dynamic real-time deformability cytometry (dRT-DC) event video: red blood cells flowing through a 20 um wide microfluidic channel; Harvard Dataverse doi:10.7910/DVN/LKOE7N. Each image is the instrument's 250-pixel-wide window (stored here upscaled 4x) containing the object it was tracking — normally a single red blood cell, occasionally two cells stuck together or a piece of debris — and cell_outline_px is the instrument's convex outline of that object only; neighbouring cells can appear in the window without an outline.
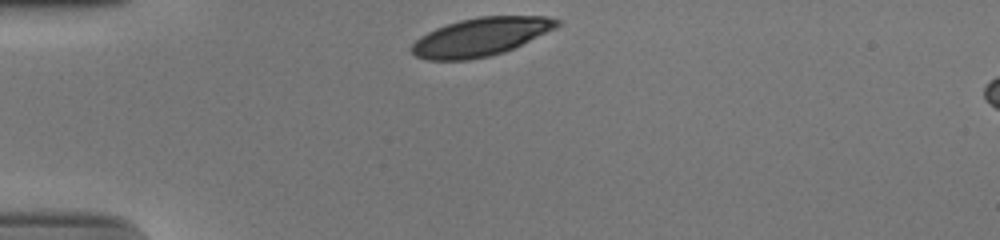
{"species": "human", "species_latin": "Homo sapiens", "temperature_condition": "cold", "stored_images_in_passage": 30, "camera_frame_rate_fps": 3000, "um_per_image_px": 0.085, "donor": {"sex": "male"}, "frame": {"image": 1, "passage_image": 1, "time_ms": 0.0, "image_size_px": [1000, 240], "cell_outline_px": [[560, 24], [556, 28], [504, 52], [488, 56], [468, 60], [428, 60], [416, 56], [408, 48], [420, 36], [436, 28], [460, 20], [480, 16], [544, 16], [560, 20]], "centroid_in_image_um": [40.83, 3.13], "position_along_channel_um": 44.2, "area_um2": 32.19}}
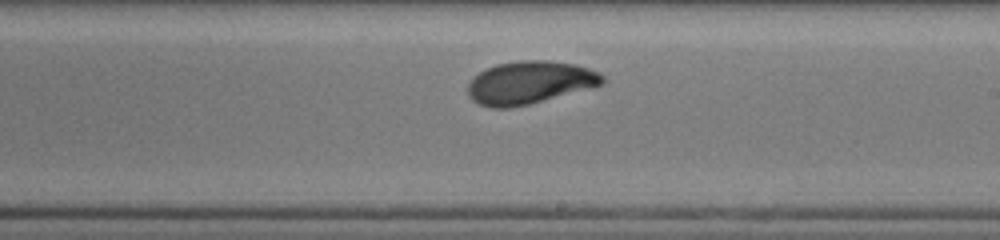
{"frame": {"image": 2, "passage_image": 19, "time_ms": 6.0, "image_size_px": [1000, 240], "cell_outline_px": [[604, 84], [592, 88], [528, 104], [508, 108], [492, 108], [480, 104], [472, 100], [468, 96], [468, 84], [472, 76], [496, 64], [520, 60], [548, 60], [576, 64], [600, 72], [604, 76]], "centroid_in_image_um": [45.04, 7.01], "position_along_channel_um": 244.0, "area_um2": 33.76}}
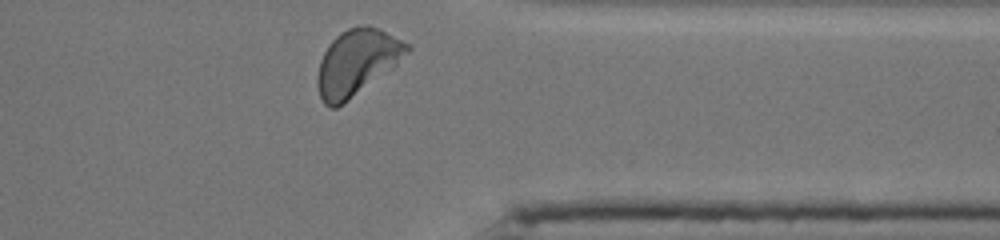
{"frame": {"image": 3, "passage_image": 30, "time_ms": 9.667, "image_size_px": [1000, 240], "cell_outline_px": [[412, 48], [392, 68], [344, 104], [336, 108], [328, 108], [324, 104], [320, 96], [316, 84], [316, 76], [320, 60], [328, 44], [340, 32], [348, 28], [364, 24], [368, 24], [380, 28], [408, 44]], "centroid_in_image_um": [30.3, 5.3], "position_along_channel_um": 381.1, "area_um2": 34.56}, "authors_computed_cell_mechanics": {"area_um2": 33.4084, "velocity_mm_per_s": 3.8608, "shape_relaxation_time_tau1_ms": 5.5867, "shape_relaxation_time_tau2_ms": 2.5967, "deformation_change_tau1": 0.1923, "deformation_change_tau2": 0.0688}}